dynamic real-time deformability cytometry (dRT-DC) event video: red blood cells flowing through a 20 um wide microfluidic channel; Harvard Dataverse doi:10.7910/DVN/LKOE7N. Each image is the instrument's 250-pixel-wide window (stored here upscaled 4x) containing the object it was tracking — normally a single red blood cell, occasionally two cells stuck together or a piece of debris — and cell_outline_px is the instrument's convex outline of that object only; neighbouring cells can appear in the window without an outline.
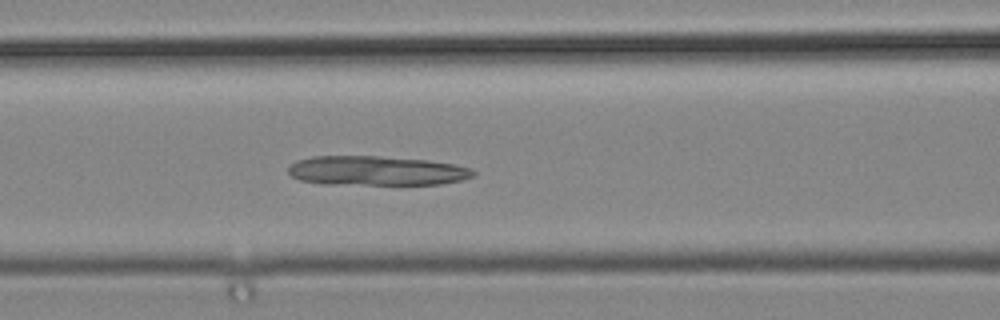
{"species": "common noctule bat (a hibernating species)", "species_latin": "Nyctalus noctula", "temperature_condition": "cold", "stored_images_in_passage": 49, "camera_frame_rate_fps": 3000, "um_per_image_px": 0.085, "animal": {"sex": "male", "body_mass_g": 19.2, "forearm_length_mm": 51.8}, "frame": {"image": 1, "passage_image": 21, "time_ms": 6.667, "image_size_px": [1000, 320], "cell_outline_px": [[476, 172], [472, 176], [464, 180], [440, 184], [320, 184], [300, 180], [292, 176], [288, 172], [288, 168], [296, 160], [312, 156], [376, 156], [424, 160], [452, 164], [472, 168]], "centroid_in_image_um": [31.97, 14.52], "position_along_channel_um": 134.6, "area_um2": 31.67}}
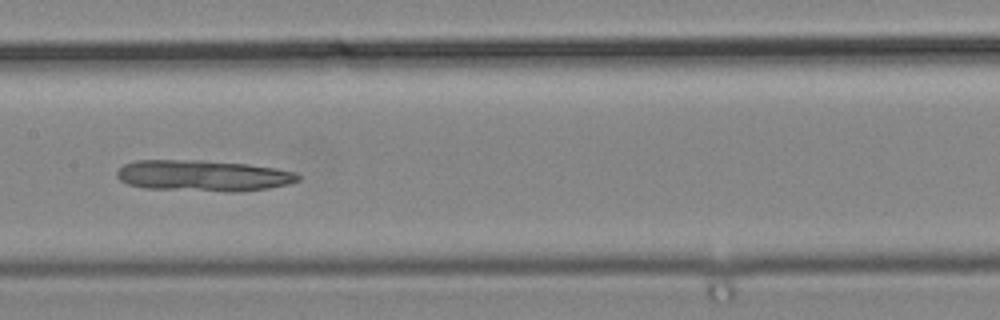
{"frame": {"image": 2, "passage_image": 25, "time_ms": 8.0, "image_size_px": [1000, 320], "cell_outline_px": [[300, 180], [288, 184], [268, 188], [236, 192], [228, 192], [144, 188], [128, 184], [120, 180], [116, 176], [116, 172], [124, 164], [136, 160], [200, 160], [248, 164], [276, 168], [292, 172], [300, 176]], "centroid_in_image_um": [17.24, 14.93], "position_along_channel_um": 190.2, "area_um2": 32.95}}
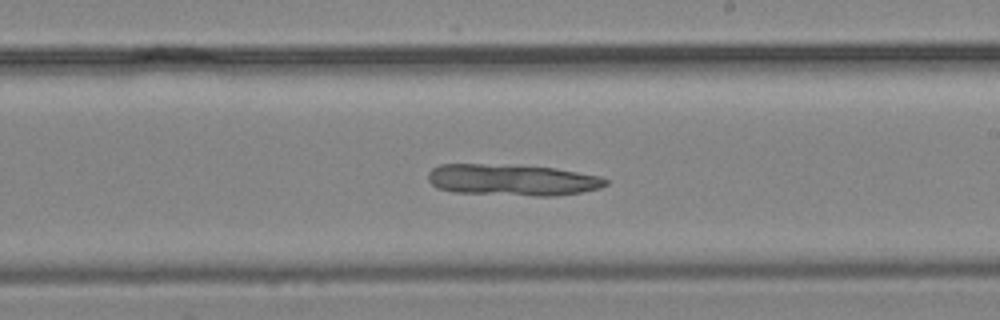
{"frame": {"image": 3, "passage_image": 29, "time_ms": 9.333, "image_size_px": [1000, 320], "cell_outline_px": [[608, 184], [600, 188], [580, 192], [556, 196], [536, 196], [452, 192], [436, 188], [428, 180], [428, 172], [432, 168], [440, 164], [480, 164], [556, 168], [600, 176], [608, 180]], "centroid_in_image_um": [43.52, 15.3], "position_along_channel_um": 245.5, "area_um2": 32.48}}